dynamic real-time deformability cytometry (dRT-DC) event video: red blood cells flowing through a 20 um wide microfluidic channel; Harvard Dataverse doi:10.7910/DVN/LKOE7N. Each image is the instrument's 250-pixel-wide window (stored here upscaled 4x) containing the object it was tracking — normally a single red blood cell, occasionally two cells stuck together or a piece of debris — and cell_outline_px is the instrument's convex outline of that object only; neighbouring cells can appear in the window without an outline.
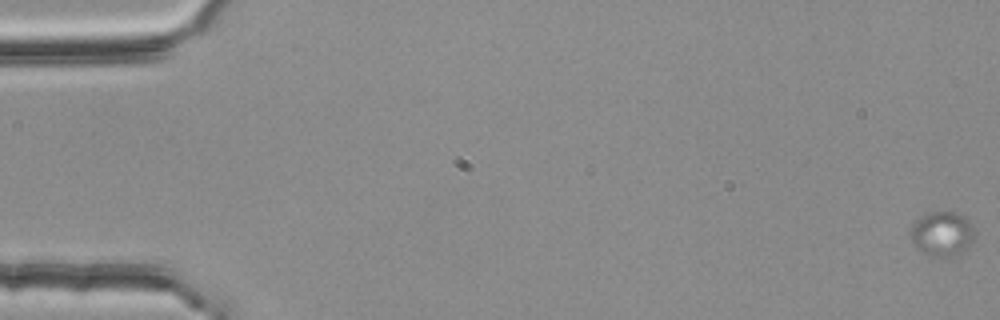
{"species": "common noctule bat (a hibernating species)", "species_latin": "Nyctalus noctula", "temperature_condition": "room temperature", "stored_images_in_passage": 24, "camera_frame_rate_fps": 3000, "um_per_image_px": 0.085, "animal": {"sex": "female", "body_mass_g": 25.1}, "frame": {"image": 1, "passage_image": 1, "time_ms": 0.0, "image_size_px": [1000, 320], "cell_outline_px": [[972, 240], [968, 248], [952, 256], [928, 256], [920, 252], [912, 240], [912, 224], [920, 216], [932, 212], [956, 212], [968, 220], [972, 224]], "centroid_in_image_um": [80.06, 19.87], "position_along_channel_um": 4.9, "area_um2": 16.3}}